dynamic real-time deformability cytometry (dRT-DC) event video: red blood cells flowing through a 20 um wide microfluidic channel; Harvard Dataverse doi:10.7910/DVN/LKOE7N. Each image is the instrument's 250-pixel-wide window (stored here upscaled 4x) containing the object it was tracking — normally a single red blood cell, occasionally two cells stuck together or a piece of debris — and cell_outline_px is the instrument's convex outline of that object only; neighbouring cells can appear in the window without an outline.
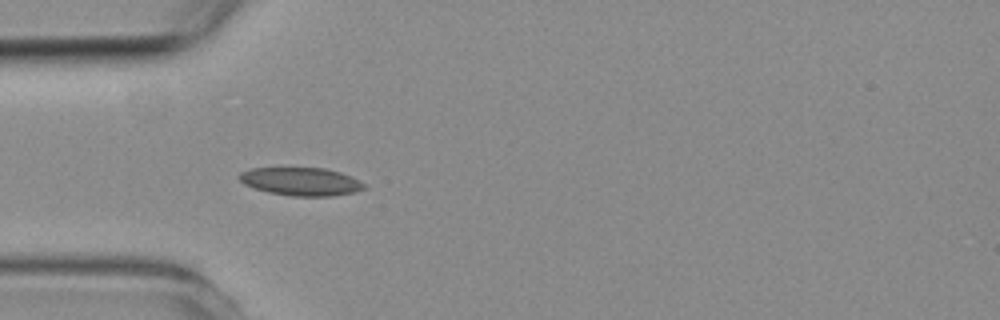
{"species": "common noctule bat (a hibernating species)", "species_latin": "Nyctalus noctula", "temperature_condition": "room temperature", "stored_images_in_passage": 4, "camera_frame_rate_fps": 3000, "um_per_image_px": 0.085, "animal": {"sex": "female", "body_mass_g": 19.3, "forearm_length_mm": 54.1}, "frame": {"image": 1, "passage_image": 4, "time_ms": 3.667, "image_size_px": [1000, 320], "cell_outline_px": [[368, 188], [352, 192], [332, 196], [292, 196], [268, 192], [244, 184], [236, 176], [240, 172], [252, 168], [324, 168], [340, 172], [364, 184]], "centroid_in_image_um": [25.54, 15.43], "position_along_channel_um": 59.5, "area_um2": 20.23}}